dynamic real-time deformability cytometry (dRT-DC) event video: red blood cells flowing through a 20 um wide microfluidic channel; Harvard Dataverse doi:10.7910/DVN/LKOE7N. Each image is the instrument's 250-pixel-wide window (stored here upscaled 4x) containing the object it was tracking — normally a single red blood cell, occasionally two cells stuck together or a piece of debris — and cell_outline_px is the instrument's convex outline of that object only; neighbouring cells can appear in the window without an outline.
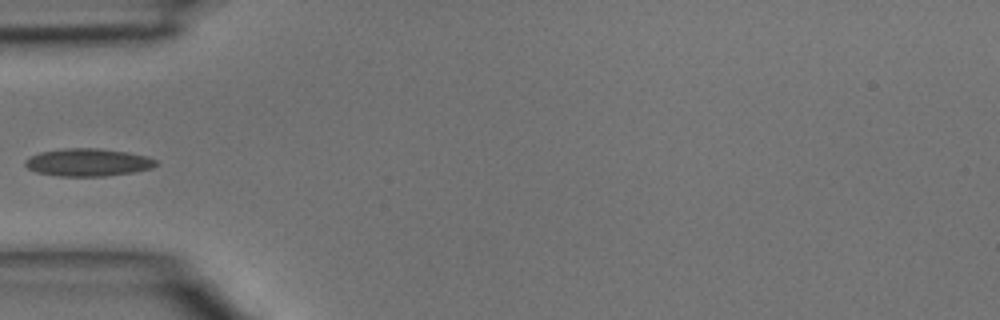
{"species": "common noctule bat (a hibernating species)", "species_latin": "Nyctalus noctula", "temperature_condition": "room temperature", "stored_images_in_passage": 3, "camera_frame_rate_fps": 3000, "um_per_image_px": 0.085, "animal": {"sex": "male", "body_mass_g": 15.6}, "frame": {"image": 1, "passage_image": 3, "time_ms": 0.667, "image_size_px": [1000, 320], "cell_outline_px": [[160, 164], [152, 168], [136, 172], [104, 176], [60, 176], [36, 172], [28, 168], [24, 164], [24, 160], [28, 156], [40, 152], [64, 148], [100, 148], [128, 152], [148, 156], [156, 160]], "centroid_in_image_um": [7.5, 13.79], "position_along_channel_um": 77.5, "area_um2": 21.39}}